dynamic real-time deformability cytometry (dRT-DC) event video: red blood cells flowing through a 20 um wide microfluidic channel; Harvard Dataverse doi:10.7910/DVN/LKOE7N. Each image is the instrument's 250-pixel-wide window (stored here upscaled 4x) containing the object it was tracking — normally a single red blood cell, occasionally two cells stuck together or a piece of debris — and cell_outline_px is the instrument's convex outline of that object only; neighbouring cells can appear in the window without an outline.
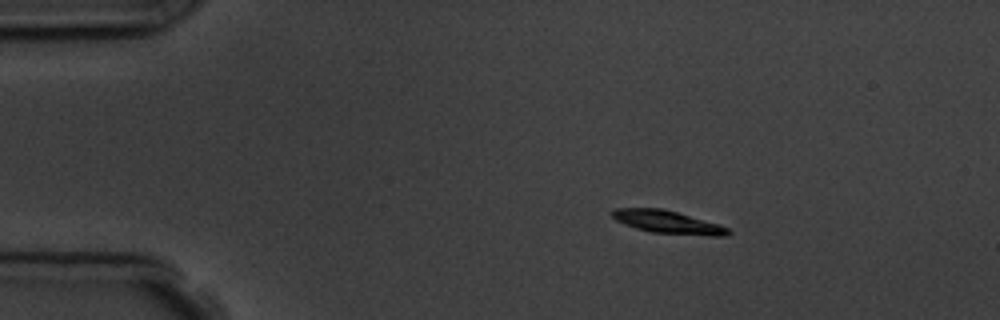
{"species": "common noctule bat (a hibernating species)", "species_latin": "Nyctalus noctula", "temperature_condition": "room temperature", "stored_images_in_passage": 5, "camera_frame_rate_fps": 3000, "um_per_image_px": 0.085, "animal": {"sex": "male", "body_mass_g": 19.5, "forearm_length_mm": 54.6}, "frame": {"image": 1, "passage_image": 3, "time_ms": 2.667, "image_size_px": [1000, 320], "cell_outline_px": [[732, 232], [728, 236], [708, 236], [652, 232], [636, 228], [624, 224], [616, 220], [612, 216], [612, 212], [616, 208], [664, 208], [720, 224], [728, 228]], "centroid_in_image_um": [56.81, 18.88], "position_along_channel_um": 28.2, "area_um2": 15.55}}